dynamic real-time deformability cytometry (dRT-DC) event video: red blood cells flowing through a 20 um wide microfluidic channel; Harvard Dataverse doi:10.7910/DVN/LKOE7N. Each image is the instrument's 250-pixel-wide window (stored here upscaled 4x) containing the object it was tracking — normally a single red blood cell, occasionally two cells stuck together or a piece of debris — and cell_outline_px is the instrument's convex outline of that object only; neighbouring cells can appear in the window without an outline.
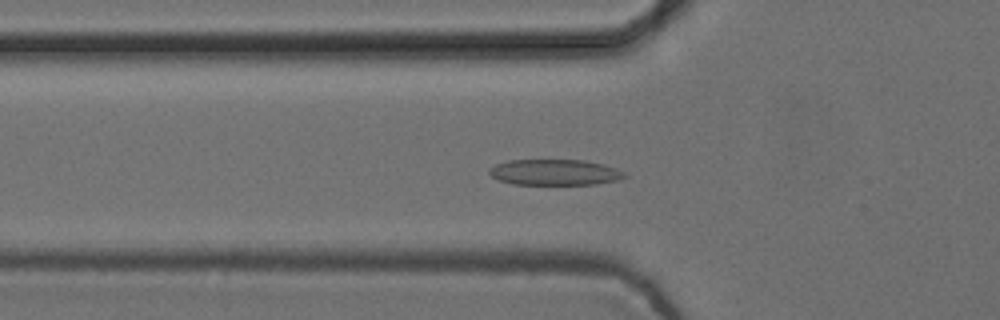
{"species": "common noctule bat (a hibernating species)", "species_latin": "Nyctalus noctula", "temperature_condition": "cold", "stored_images_in_passage": 54, "camera_frame_rate_fps": 3000, "um_per_image_px": 0.085, "animal": {"sex": "female", "body_mass_g": 24.6, "forearm_length_mm": 56.2}, "frame": {"image": 1, "passage_image": 18, "time_ms": 5.667, "image_size_px": [1000, 320], "cell_outline_px": [[628, 176], [620, 180], [596, 184], [512, 184], [500, 180], [492, 176], [488, 172], [488, 168], [496, 164], [508, 160], [584, 160], [604, 164], [616, 168], [624, 172]], "centroid_in_image_um": [47.18, 14.64], "position_along_channel_um": 78.6, "area_um2": 20.46}}
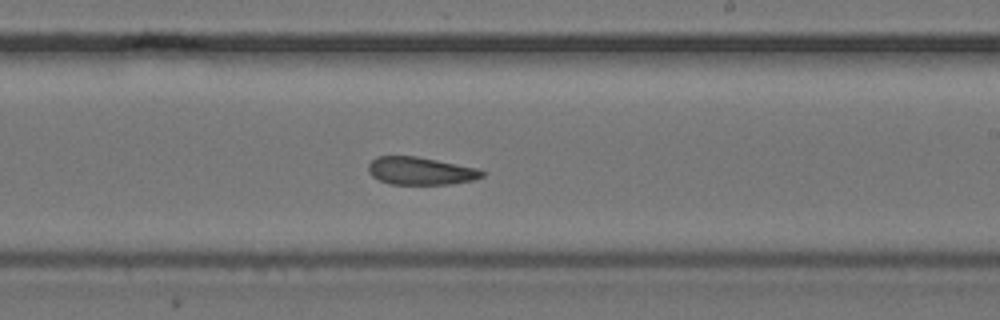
{"frame": {"image": 2, "passage_image": 32, "time_ms": 10.333, "image_size_px": [1000, 320], "cell_outline_px": [[484, 176], [472, 180], [448, 184], [388, 184], [372, 176], [368, 172], [368, 164], [376, 156], [416, 156], [480, 168], [484, 172]], "centroid_in_image_um": [35.74, 14.52], "position_along_channel_um": 253.3, "area_um2": 18.44}}
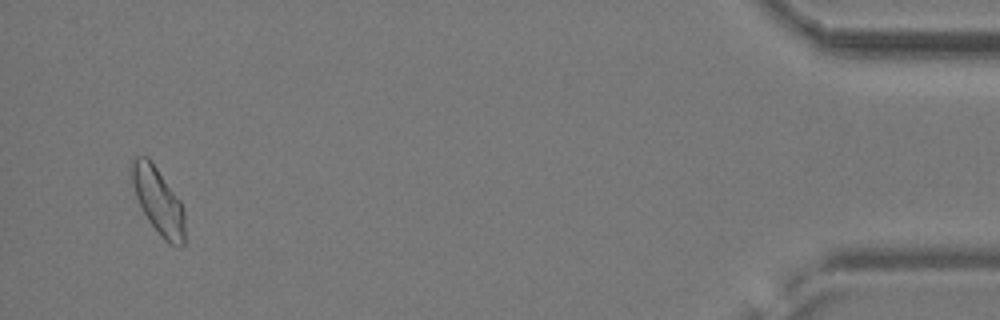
{"frame": {"image": 3, "passage_image": 52, "time_ms": 17.0, "image_size_px": [1000, 320], "cell_outline_px": [[184, 244], [180, 248], [168, 244], [160, 236], [148, 220], [136, 196], [132, 184], [128, 168], [132, 160], [136, 156], [148, 156], [180, 200], [184, 212]], "centroid_in_image_um": [13.43, 17.06], "position_along_channel_um": 421.8, "area_um2": 20.75}, "authors_computed_cell_mechanics": {"area_um2": 20.1433, "velocity_mm_per_s": 3.7314, "shape_relaxation_time_tau1_ms": 7.6147, "shape_relaxation_time_tau2_ms": 3.4315, "deformation_change_tau1": 0.1396, "deformation_change_tau2": 0.1085}}